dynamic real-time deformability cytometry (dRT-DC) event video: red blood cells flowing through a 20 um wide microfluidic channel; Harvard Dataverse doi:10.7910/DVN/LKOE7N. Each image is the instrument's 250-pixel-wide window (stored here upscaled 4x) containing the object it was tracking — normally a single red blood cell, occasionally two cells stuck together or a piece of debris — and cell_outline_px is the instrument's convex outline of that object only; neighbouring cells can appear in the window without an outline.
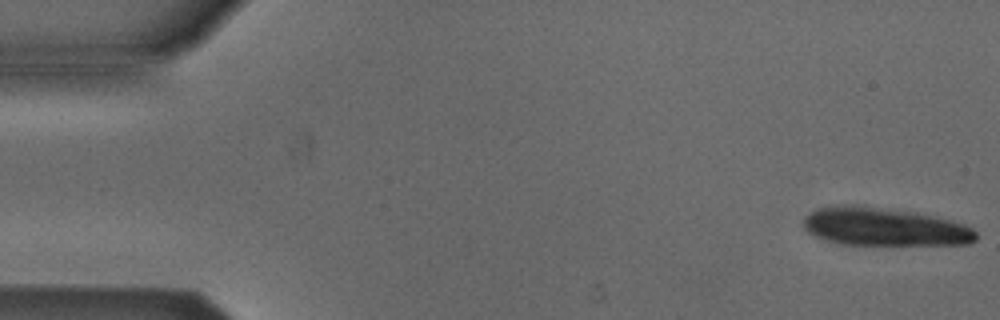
{"species": "Egyptian fruit bat (a non-hibernating species)", "species_latin": "Rousettus aegyptiacus", "temperature_condition": "cold", "stored_images_in_passage": 5, "camera_frame_rate_fps": 3000, "um_per_image_px": 0.085, "animal": {"sex": "male"}, "frame": {"image": 1, "passage_image": 1, "time_ms": 0.0, "image_size_px": [1000, 320], "cell_outline_px": [[976, 240], [968, 244], [836, 244], [824, 240], [808, 232], [804, 228], [804, 220], [812, 212], [820, 208], [836, 204], [864, 204], [916, 212], [952, 220], [964, 224], [972, 228], [976, 232]], "centroid_in_image_um": [75.16, 19.25], "position_along_channel_um": 9.8, "area_um2": 38.61}}